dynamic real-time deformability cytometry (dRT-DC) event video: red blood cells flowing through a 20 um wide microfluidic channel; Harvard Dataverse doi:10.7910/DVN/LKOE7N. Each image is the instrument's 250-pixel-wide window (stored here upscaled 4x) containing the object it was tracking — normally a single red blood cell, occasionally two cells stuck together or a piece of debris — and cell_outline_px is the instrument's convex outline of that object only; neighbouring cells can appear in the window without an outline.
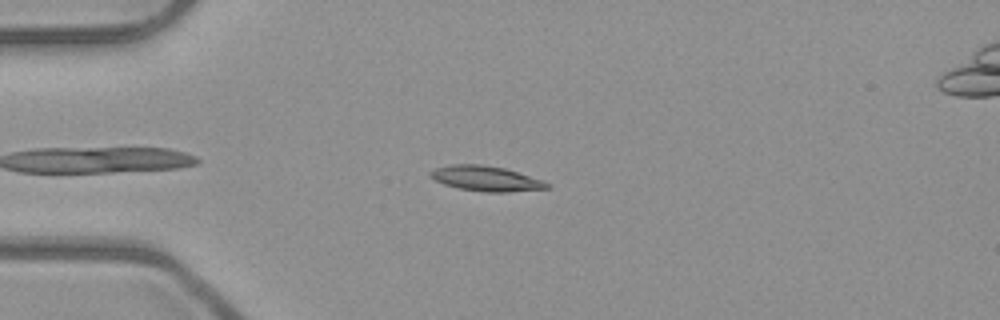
{"species": "common noctule bat (a hibernating species)", "species_latin": "Nyctalus noctula", "temperature_condition": "room temperature", "stored_images_in_passage": 46, "camera_frame_rate_fps": 3000, "um_per_image_px": 0.085, "animal": {"sex": "male", "body_mass_g": 23.1, "forearm_length_mm": 52.7}, "frame": {"image": 1, "passage_image": 7, "time_ms": 2.0, "image_size_px": [1000, 320], "cell_outline_px": [[552, 188], [508, 192], [484, 192], [460, 188], [444, 184], [428, 176], [428, 172], [436, 168], [452, 164], [480, 164], [504, 168], [540, 180], [548, 184]], "centroid_in_image_um": [41.26, 15.18], "position_along_channel_um": 43.7, "area_um2": 16.82}}
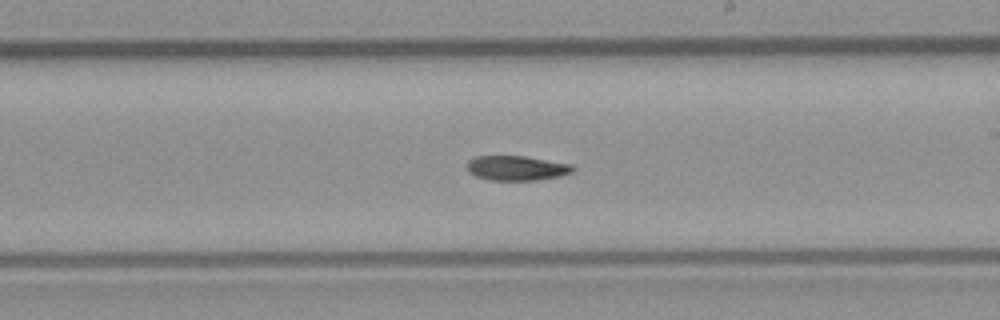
{"frame": {"image": 2, "passage_image": 24, "time_ms": 7.667, "image_size_px": [1000, 320], "cell_outline_px": [[576, 168], [572, 172], [560, 176], [536, 180], [488, 180], [476, 176], [468, 172], [468, 160], [476, 156], [524, 156], [572, 164]], "centroid_in_image_um": [43.92, 14.29], "position_along_channel_um": 245.1, "area_um2": 15.26}}
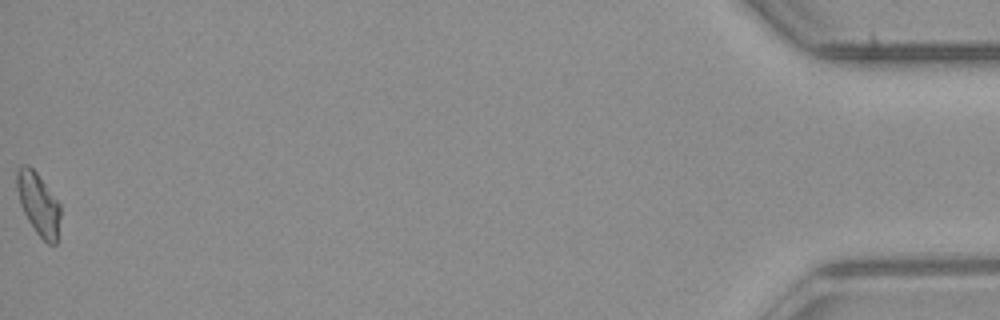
{"frame": {"image": 3, "passage_image": 46, "time_ms": 15.0, "image_size_px": [1000, 320], "cell_outline_px": [[60, 216], [56, 244], [48, 244], [36, 232], [28, 220], [20, 204], [16, 188], [16, 172], [24, 164], [28, 164], [36, 172], [60, 204]], "centroid_in_image_um": [3.25, 17.33], "position_along_channel_um": 431.9, "area_um2": 15.61}, "authors_computed_cell_mechanics": {"area_um2": 15.6638, "velocity_mm_per_s": 3.9597, "shape_relaxation_time_tau1_ms": 4.9118, "shape_relaxation_time_tau2_ms": null, "deformation_change_tau1": 0.1559, "deformation_change_tau2": null}}